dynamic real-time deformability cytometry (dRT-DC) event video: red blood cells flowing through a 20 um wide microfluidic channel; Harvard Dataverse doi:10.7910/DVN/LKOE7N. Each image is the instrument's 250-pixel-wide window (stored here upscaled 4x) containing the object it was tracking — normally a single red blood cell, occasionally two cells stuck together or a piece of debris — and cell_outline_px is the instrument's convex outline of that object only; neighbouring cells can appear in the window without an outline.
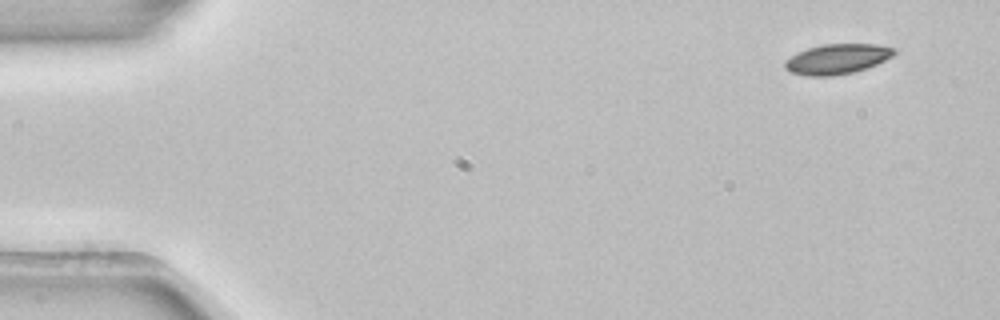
{"species": "common noctule bat (a hibernating species)", "species_latin": "Nyctalus noctula", "temperature_condition": "room temperature", "stored_images_in_passage": 4, "camera_frame_rate_fps": 3000, "um_per_image_px": 0.085, "animal": {"sex": "female", "body_mass_g": 22.7, "forearm_length_mm": 54.2}, "frame": {"image": 1, "passage_image": 1, "time_ms": 0.0, "image_size_px": [1000, 320], "cell_outline_px": [[896, 52], [892, 56], [868, 68], [852, 72], [832, 76], [808, 76], [788, 72], [784, 68], [784, 60], [796, 52], [808, 48], [824, 44], [876, 44], [896, 48]], "centroid_in_image_um": [71.12, 5.02], "position_along_channel_um": 13.9, "area_um2": 19.31}}
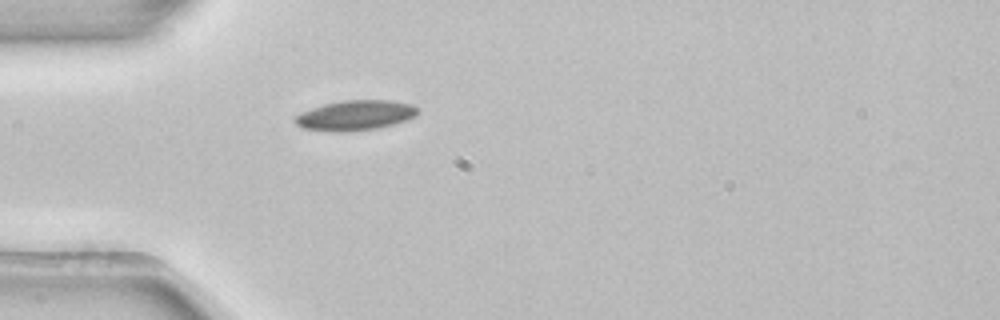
{"frame": {"image": 2, "passage_image": 4, "time_ms": 1.0, "image_size_px": [1000, 320], "cell_outline_px": [[420, 112], [416, 116], [392, 124], [376, 128], [340, 132], [336, 132], [304, 128], [296, 124], [292, 120], [300, 112], [324, 104], [344, 100], [392, 100], [412, 104], [420, 108]], "centroid_in_image_um": [30.22, 9.79], "position_along_channel_um": 54.8, "area_um2": 21.44}}